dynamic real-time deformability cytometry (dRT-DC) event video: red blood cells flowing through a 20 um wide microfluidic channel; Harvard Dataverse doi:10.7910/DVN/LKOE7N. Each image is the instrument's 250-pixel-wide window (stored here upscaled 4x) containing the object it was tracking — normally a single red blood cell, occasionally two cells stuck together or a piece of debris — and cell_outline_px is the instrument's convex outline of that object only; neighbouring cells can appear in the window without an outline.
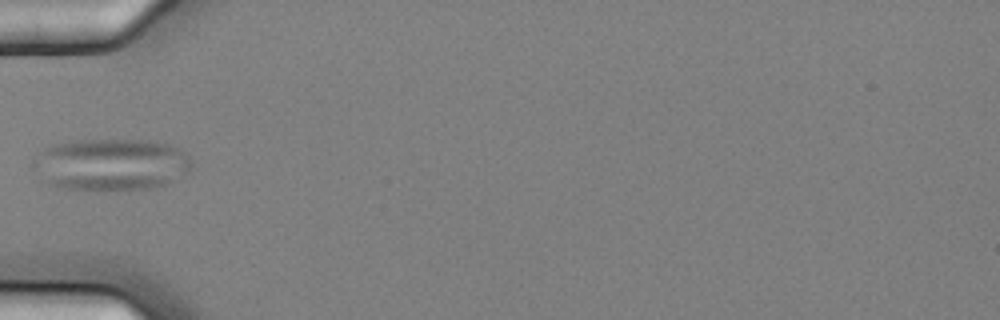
{"species": "common noctule bat (a hibernating species)", "species_latin": "Nyctalus noctula", "temperature_condition": "cold", "stored_images_in_passage": 8, "camera_frame_rate_fps": 3000, "um_per_image_px": 0.085, "animal": {"sex": "female", "body_mass_g": 25.1}, "frame": {"image": 1, "passage_image": 6, "time_ms": 1.667, "image_size_px": [1000, 320], "cell_outline_px": [[192, 164], [184, 172], [172, 180], [156, 188], [56, 188], [40, 180], [32, 168], [32, 160], [44, 148], [52, 144], [72, 140], [148, 140], [168, 144], [180, 148], [192, 160]], "centroid_in_image_um": [9.34, 13.95], "position_along_channel_um": 75.7, "area_um2": 47.69}}